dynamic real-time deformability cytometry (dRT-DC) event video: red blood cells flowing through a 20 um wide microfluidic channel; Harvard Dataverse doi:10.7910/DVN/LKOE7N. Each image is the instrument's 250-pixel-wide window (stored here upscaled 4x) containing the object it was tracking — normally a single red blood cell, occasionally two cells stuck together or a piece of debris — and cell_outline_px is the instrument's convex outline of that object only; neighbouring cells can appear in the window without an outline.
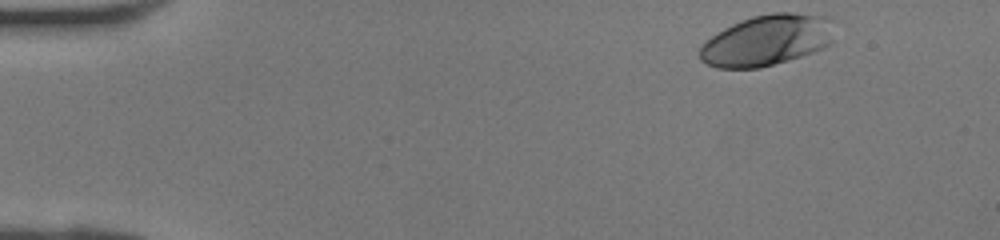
{"species": "human", "species_latin": "Homo sapiens", "temperature_condition": "room temperature", "stored_images_in_passage": 38, "camera_frame_rate_fps": 3000, "um_per_image_px": 0.085, "donor": {"sex": "female"}, "frame": {"image": 1, "passage_image": 1, "time_ms": 0.0, "image_size_px": [1000, 240], "cell_outline_px": [[832, 44], [812, 52], [788, 60], [760, 68], [716, 68], [700, 60], [696, 52], [712, 36], [724, 28], [732, 24], [752, 16], [772, 12], [792, 12], [832, 16]], "centroid_in_image_um": [65.2, 3.41], "position_along_channel_um": 19.8, "area_um2": 40.17}}
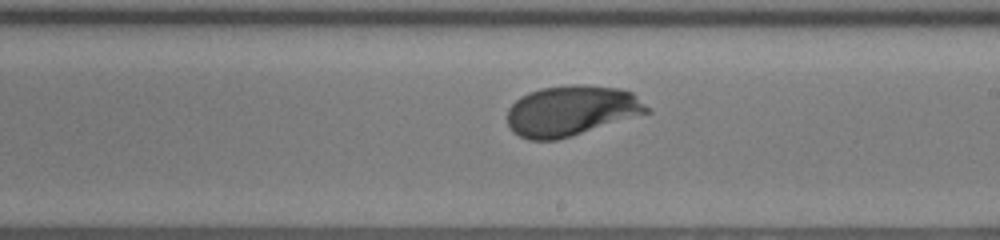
{"frame": {"image": 2, "passage_image": 21, "time_ms": 6.667, "image_size_px": [1000, 240], "cell_outline_px": [[652, 112], [572, 136], [556, 140], [528, 140], [512, 132], [508, 124], [508, 108], [520, 96], [528, 92], [540, 88], [572, 84], [580, 84], [620, 88], [632, 92], [652, 108]], "centroid_in_image_um": [48.59, 9.41], "position_along_channel_um": 240.4, "area_um2": 41.44}}
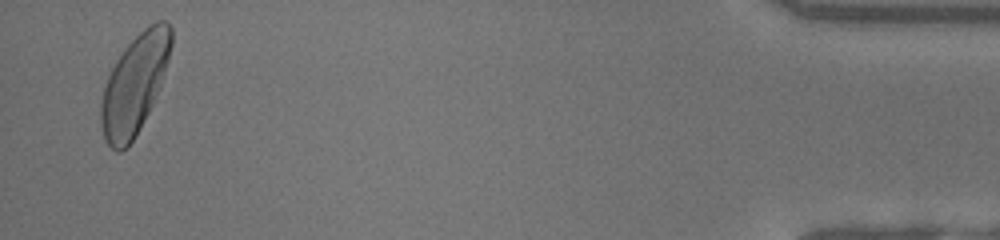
{"frame": {"image": 3, "passage_image": 37, "time_ms": 12.0, "image_size_px": [1000, 240], "cell_outline_px": [[172, 44], [168, 60], [160, 84], [152, 104], [148, 112], [128, 148], [120, 152], [116, 152], [108, 144], [104, 136], [100, 124], [100, 104], [104, 88], [108, 76], [116, 60], [128, 44], [144, 28], [156, 20], [164, 20], [172, 28]], "centroid_in_image_um": [11.43, 7.17], "position_along_channel_um": 423.8, "area_um2": 40.06}}